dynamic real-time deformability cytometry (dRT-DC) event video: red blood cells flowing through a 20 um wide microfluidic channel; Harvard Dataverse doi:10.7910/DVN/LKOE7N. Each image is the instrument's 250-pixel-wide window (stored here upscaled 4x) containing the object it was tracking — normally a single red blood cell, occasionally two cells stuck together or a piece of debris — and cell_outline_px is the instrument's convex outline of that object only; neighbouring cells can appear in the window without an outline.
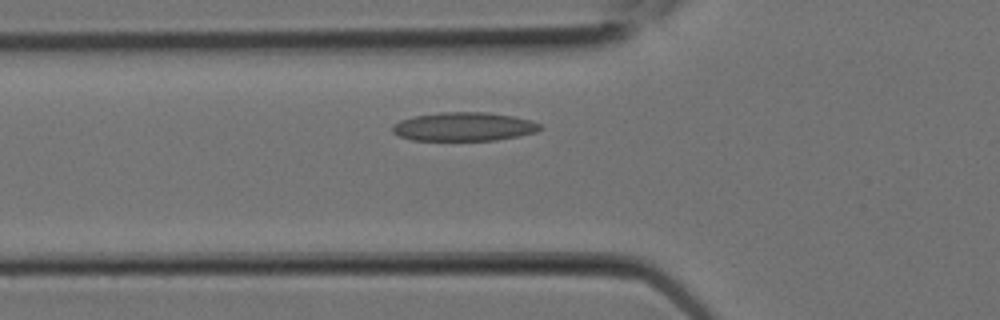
{"species": "Egyptian fruit bat (a non-hibernating species)", "species_latin": "Rousettus aegyptiacus", "temperature_condition": "room temperature", "stored_images_in_passage": 8, "camera_frame_rate_fps": 3000, "um_per_image_px": 0.085, "animal": {"sex": "female"}, "frame": {"image": 1, "passage_image": 5, "time_ms": 1.333, "image_size_px": [1000, 320], "cell_outline_px": [[544, 128], [536, 132], [520, 136], [496, 140], [412, 140], [400, 136], [392, 132], [392, 128], [400, 120], [416, 116], [440, 112], [488, 112], [512, 116], [532, 120], [540, 124]], "centroid_in_image_um": [39.49, 10.77], "position_along_channel_um": 86.3, "area_um2": 24.68}}
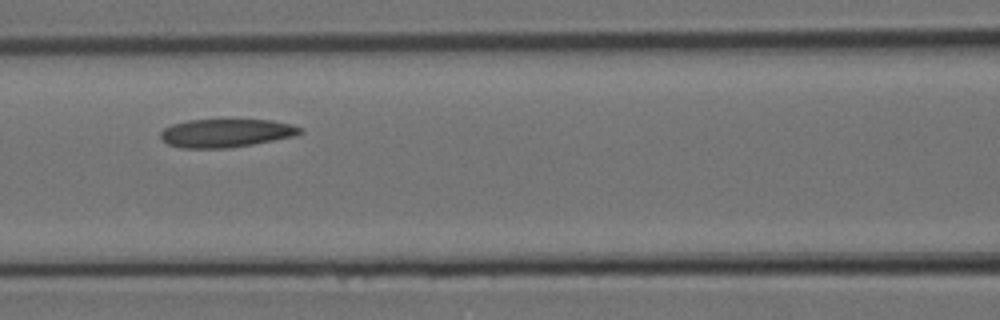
{"frame": {"image": 2, "passage_image": 7, "time_ms": 2.0, "image_size_px": [1000, 320], "cell_outline_px": [[304, 132], [296, 136], [252, 144], [228, 148], [180, 148], [168, 144], [160, 136], [160, 132], [164, 128], [172, 124], [188, 120], [272, 120], [292, 124], [304, 128]], "centroid_in_image_um": [19.25, 11.31], "position_along_channel_um": 147.4, "area_um2": 23.12}}
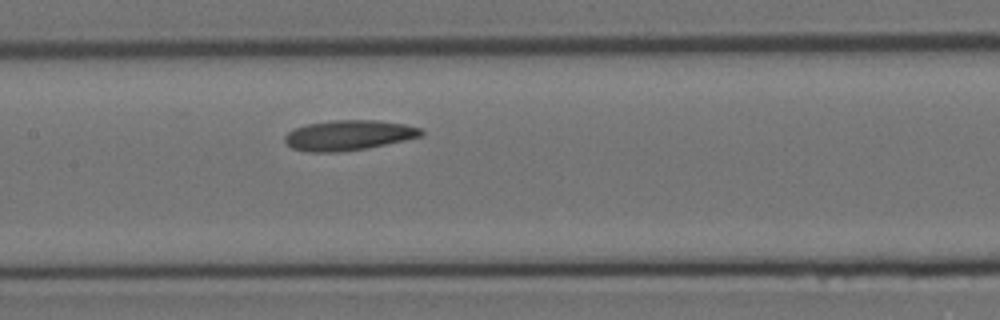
{"frame": {"image": 3, "passage_image": 8, "time_ms": 2.333, "image_size_px": [1000, 320], "cell_outline_px": [[424, 132], [420, 136], [404, 140], [368, 148], [340, 152], [308, 152], [292, 148], [284, 140], [284, 136], [288, 132], [296, 128], [308, 124], [332, 120], [376, 120], [404, 124], [420, 128]], "centroid_in_image_um": [29.61, 11.5], "position_along_channel_um": 177.8, "area_um2": 23.81}}